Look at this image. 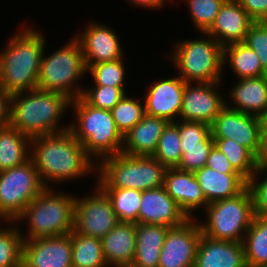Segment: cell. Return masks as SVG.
<instances>
[{
    "instance_id": "cell-1",
    "label": "cell",
    "mask_w": 267,
    "mask_h": 267,
    "mask_svg": "<svg viewBox=\"0 0 267 267\" xmlns=\"http://www.w3.org/2000/svg\"><path fill=\"white\" fill-rule=\"evenodd\" d=\"M30 144L33 146L30 159L45 187H49L47 181H67L97 168L93 158L69 130L33 137Z\"/></svg>"
},
{
    "instance_id": "cell-2",
    "label": "cell",
    "mask_w": 267,
    "mask_h": 267,
    "mask_svg": "<svg viewBox=\"0 0 267 267\" xmlns=\"http://www.w3.org/2000/svg\"><path fill=\"white\" fill-rule=\"evenodd\" d=\"M69 104L70 100L57 92L34 89L13 94L9 125L30 138L65 132L69 125L60 127L58 123Z\"/></svg>"
},
{
    "instance_id": "cell-3",
    "label": "cell",
    "mask_w": 267,
    "mask_h": 267,
    "mask_svg": "<svg viewBox=\"0 0 267 267\" xmlns=\"http://www.w3.org/2000/svg\"><path fill=\"white\" fill-rule=\"evenodd\" d=\"M25 29L16 33L0 52V87L10 95L37 89L46 42L31 26Z\"/></svg>"
},
{
    "instance_id": "cell-4",
    "label": "cell",
    "mask_w": 267,
    "mask_h": 267,
    "mask_svg": "<svg viewBox=\"0 0 267 267\" xmlns=\"http://www.w3.org/2000/svg\"><path fill=\"white\" fill-rule=\"evenodd\" d=\"M69 106L74 107L72 109L77 119V124H69V131L91 158L99 157L101 161L121 153L124 136L118 130L110 110L95 108L81 96L71 100Z\"/></svg>"
},
{
    "instance_id": "cell-5",
    "label": "cell",
    "mask_w": 267,
    "mask_h": 267,
    "mask_svg": "<svg viewBox=\"0 0 267 267\" xmlns=\"http://www.w3.org/2000/svg\"><path fill=\"white\" fill-rule=\"evenodd\" d=\"M96 166L100 189L139 191L162 187L168 169L153 156H131L122 152L103 158Z\"/></svg>"
},
{
    "instance_id": "cell-6",
    "label": "cell",
    "mask_w": 267,
    "mask_h": 267,
    "mask_svg": "<svg viewBox=\"0 0 267 267\" xmlns=\"http://www.w3.org/2000/svg\"><path fill=\"white\" fill-rule=\"evenodd\" d=\"M74 205L72 195L58 194L53 188L45 187L16 220L20 222L27 218L29 221V231L26 237L22 235L23 241L70 234L74 225Z\"/></svg>"
},
{
    "instance_id": "cell-7",
    "label": "cell",
    "mask_w": 267,
    "mask_h": 267,
    "mask_svg": "<svg viewBox=\"0 0 267 267\" xmlns=\"http://www.w3.org/2000/svg\"><path fill=\"white\" fill-rule=\"evenodd\" d=\"M87 72L78 40L65 44L50 56L42 54L37 89L63 94L70 101L82 96L84 88L75 83ZM75 87V88H74Z\"/></svg>"
},
{
    "instance_id": "cell-8",
    "label": "cell",
    "mask_w": 267,
    "mask_h": 267,
    "mask_svg": "<svg viewBox=\"0 0 267 267\" xmlns=\"http://www.w3.org/2000/svg\"><path fill=\"white\" fill-rule=\"evenodd\" d=\"M178 42L170 56L186 83H215L223 76V46L213 37Z\"/></svg>"
},
{
    "instance_id": "cell-9",
    "label": "cell",
    "mask_w": 267,
    "mask_h": 267,
    "mask_svg": "<svg viewBox=\"0 0 267 267\" xmlns=\"http://www.w3.org/2000/svg\"><path fill=\"white\" fill-rule=\"evenodd\" d=\"M205 210L208 221L199 222L201 231L215 240L242 242L255 216L248 186L234 197L208 204Z\"/></svg>"
},
{
    "instance_id": "cell-10",
    "label": "cell",
    "mask_w": 267,
    "mask_h": 267,
    "mask_svg": "<svg viewBox=\"0 0 267 267\" xmlns=\"http://www.w3.org/2000/svg\"><path fill=\"white\" fill-rule=\"evenodd\" d=\"M45 188L31 159L0 172V219L16 221Z\"/></svg>"
},
{
    "instance_id": "cell-11",
    "label": "cell",
    "mask_w": 267,
    "mask_h": 267,
    "mask_svg": "<svg viewBox=\"0 0 267 267\" xmlns=\"http://www.w3.org/2000/svg\"><path fill=\"white\" fill-rule=\"evenodd\" d=\"M97 192L80 199L75 197L73 230L102 239L120 221L107 195L97 186Z\"/></svg>"
},
{
    "instance_id": "cell-12",
    "label": "cell",
    "mask_w": 267,
    "mask_h": 267,
    "mask_svg": "<svg viewBox=\"0 0 267 267\" xmlns=\"http://www.w3.org/2000/svg\"><path fill=\"white\" fill-rule=\"evenodd\" d=\"M263 121L259 116L225 107L214 119L211 135L213 138L232 139L257 156Z\"/></svg>"
},
{
    "instance_id": "cell-13",
    "label": "cell",
    "mask_w": 267,
    "mask_h": 267,
    "mask_svg": "<svg viewBox=\"0 0 267 267\" xmlns=\"http://www.w3.org/2000/svg\"><path fill=\"white\" fill-rule=\"evenodd\" d=\"M201 235L200 224L194 218L180 226L169 228L158 267H194Z\"/></svg>"
},
{
    "instance_id": "cell-14",
    "label": "cell",
    "mask_w": 267,
    "mask_h": 267,
    "mask_svg": "<svg viewBox=\"0 0 267 267\" xmlns=\"http://www.w3.org/2000/svg\"><path fill=\"white\" fill-rule=\"evenodd\" d=\"M220 82L186 83L179 118L212 125L216 116L226 107V102L216 90ZM219 94V95H218Z\"/></svg>"
},
{
    "instance_id": "cell-15",
    "label": "cell",
    "mask_w": 267,
    "mask_h": 267,
    "mask_svg": "<svg viewBox=\"0 0 267 267\" xmlns=\"http://www.w3.org/2000/svg\"><path fill=\"white\" fill-rule=\"evenodd\" d=\"M22 267H72L71 233L23 241Z\"/></svg>"
},
{
    "instance_id": "cell-16",
    "label": "cell",
    "mask_w": 267,
    "mask_h": 267,
    "mask_svg": "<svg viewBox=\"0 0 267 267\" xmlns=\"http://www.w3.org/2000/svg\"><path fill=\"white\" fill-rule=\"evenodd\" d=\"M103 24L91 23L82 35L74 36L82 49L86 69L91 65L124 59L117 34Z\"/></svg>"
},
{
    "instance_id": "cell-17",
    "label": "cell",
    "mask_w": 267,
    "mask_h": 267,
    "mask_svg": "<svg viewBox=\"0 0 267 267\" xmlns=\"http://www.w3.org/2000/svg\"><path fill=\"white\" fill-rule=\"evenodd\" d=\"M188 219L179 205L167 194L164 186L142 191L138 223L172 228L184 224Z\"/></svg>"
},
{
    "instance_id": "cell-18",
    "label": "cell",
    "mask_w": 267,
    "mask_h": 267,
    "mask_svg": "<svg viewBox=\"0 0 267 267\" xmlns=\"http://www.w3.org/2000/svg\"><path fill=\"white\" fill-rule=\"evenodd\" d=\"M153 84V85H152ZM143 96L145 114L175 122L179 118L186 82L180 77L153 82Z\"/></svg>"
},
{
    "instance_id": "cell-19",
    "label": "cell",
    "mask_w": 267,
    "mask_h": 267,
    "mask_svg": "<svg viewBox=\"0 0 267 267\" xmlns=\"http://www.w3.org/2000/svg\"><path fill=\"white\" fill-rule=\"evenodd\" d=\"M254 22L237 0H225L214 23L205 33L222 46L241 43Z\"/></svg>"
},
{
    "instance_id": "cell-20",
    "label": "cell",
    "mask_w": 267,
    "mask_h": 267,
    "mask_svg": "<svg viewBox=\"0 0 267 267\" xmlns=\"http://www.w3.org/2000/svg\"><path fill=\"white\" fill-rule=\"evenodd\" d=\"M164 188L167 194L179 205L189 219L198 208H206L208 202L194 172L168 168L165 173Z\"/></svg>"
},
{
    "instance_id": "cell-21",
    "label": "cell",
    "mask_w": 267,
    "mask_h": 267,
    "mask_svg": "<svg viewBox=\"0 0 267 267\" xmlns=\"http://www.w3.org/2000/svg\"><path fill=\"white\" fill-rule=\"evenodd\" d=\"M194 267H247L242 242L200 236Z\"/></svg>"
},
{
    "instance_id": "cell-22",
    "label": "cell",
    "mask_w": 267,
    "mask_h": 267,
    "mask_svg": "<svg viewBox=\"0 0 267 267\" xmlns=\"http://www.w3.org/2000/svg\"><path fill=\"white\" fill-rule=\"evenodd\" d=\"M101 243L108 266L131 265L136 251V223L119 222Z\"/></svg>"
},
{
    "instance_id": "cell-23",
    "label": "cell",
    "mask_w": 267,
    "mask_h": 267,
    "mask_svg": "<svg viewBox=\"0 0 267 267\" xmlns=\"http://www.w3.org/2000/svg\"><path fill=\"white\" fill-rule=\"evenodd\" d=\"M168 123L164 118L145 114L142 120L124 135L121 152L131 156H152Z\"/></svg>"
},
{
    "instance_id": "cell-24",
    "label": "cell",
    "mask_w": 267,
    "mask_h": 267,
    "mask_svg": "<svg viewBox=\"0 0 267 267\" xmlns=\"http://www.w3.org/2000/svg\"><path fill=\"white\" fill-rule=\"evenodd\" d=\"M234 86L229 94L236 107L227 103L226 107L264 119L267 116V75L239 79Z\"/></svg>"
},
{
    "instance_id": "cell-25",
    "label": "cell",
    "mask_w": 267,
    "mask_h": 267,
    "mask_svg": "<svg viewBox=\"0 0 267 267\" xmlns=\"http://www.w3.org/2000/svg\"><path fill=\"white\" fill-rule=\"evenodd\" d=\"M208 204L241 193L248 181L240 174H225L204 166L194 172Z\"/></svg>"
},
{
    "instance_id": "cell-26",
    "label": "cell",
    "mask_w": 267,
    "mask_h": 267,
    "mask_svg": "<svg viewBox=\"0 0 267 267\" xmlns=\"http://www.w3.org/2000/svg\"><path fill=\"white\" fill-rule=\"evenodd\" d=\"M169 227L136 223V251L132 265L158 267L159 256Z\"/></svg>"
},
{
    "instance_id": "cell-27",
    "label": "cell",
    "mask_w": 267,
    "mask_h": 267,
    "mask_svg": "<svg viewBox=\"0 0 267 267\" xmlns=\"http://www.w3.org/2000/svg\"><path fill=\"white\" fill-rule=\"evenodd\" d=\"M31 138L10 125L0 128V172L24 164L30 159L27 145ZM29 143V144H28Z\"/></svg>"
},
{
    "instance_id": "cell-28",
    "label": "cell",
    "mask_w": 267,
    "mask_h": 267,
    "mask_svg": "<svg viewBox=\"0 0 267 267\" xmlns=\"http://www.w3.org/2000/svg\"><path fill=\"white\" fill-rule=\"evenodd\" d=\"M227 60L238 79L267 75L257 54L243 42L223 46V65Z\"/></svg>"
},
{
    "instance_id": "cell-29",
    "label": "cell",
    "mask_w": 267,
    "mask_h": 267,
    "mask_svg": "<svg viewBox=\"0 0 267 267\" xmlns=\"http://www.w3.org/2000/svg\"><path fill=\"white\" fill-rule=\"evenodd\" d=\"M242 245L247 267L267 265V218L254 216Z\"/></svg>"
},
{
    "instance_id": "cell-30",
    "label": "cell",
    "mask_w": 267,
    "mask_h": 267,
    "mask_svg": "<svg viewBox=\"0 0 267 267\" xmlns=\"http://www.w3.org/2000/svg\"><path fill=\"white\" fill-rule=\"evenodd\" d=\"M72 267H108L101 239L71 232Z\"/></svg>"
},
{
    "instance_id": "cell-31",
    "label": "cell",
    "mask_w": 267,
    "mask_h": 267,
    "mask_svg": "<svg viewBox=\"0 0 267 267\" xmlns=\"http://www.w3.org/2000/svg\"><path fill=\"white\" fill-rule=\"evenodd\" d=\"M214 145L226 156L234 169L247 181L256 173V156L232 139L213 138Z\"/></svg>"
},
{
    "instance_id": "cell-32",
    "label": "cell",
    "mask_w": 267,
    "mask_h": 267,
    "mask_svg": "<svg viewBox=\"0 0 267 267\" xmlns=\"http://www.w3.org/2000/svg\"><path fill=\"white\" fill-rule=\"evenodd\" d=\"M110 199L120 222L138 223L142 191L136 189H101Z\"/></svg>"
},
{
    "instance_id": "cell-33",
    "label": "cell",
    "mask_w": 267,
    "mask_h": 267,
    "mask_svg": "<svg viewBox=\"0 0 267 267\" xmlns=\"http://www.w3.org/2000/svg\"><path fill=\"white\" fill-rule=\"evenodd\" d=\"M152 156L167 168H176L178 166L182 152L177 121L169 122L164 128L155 153Z\"/></svg>"
},
{
    "instance_id": "cell-34",
    "label": "cell",
    "mask_w": 267,
    "mask_h": 267,
    "mask_svg": "<svg viewBox=\"0 0 267 267\" xmlns=\"http://www.w3.org/2000/svg\"><path fill=\"white\" fill-rule=\"evenodd\" d=\"M139 100L141 99H132L125 94L110 110L118 130L123 136L139 123L145 115L144 105Z\"/></svg>"
},
{
    "instance_id": "cell-35",
    "label": "cell",
    "mask_w": 267,
    "mask_h": 267,
    "mask_svg": "<svg viewBox=\"0 0 267 267\" xmlns=\"http://www.w3.org/2000/svg\"><path fill=\"white\" fill-rule=\"evenodd\" d=\"M22 244L18 228H0V267H22Z\"/></svg>"
},
{
    "instance_id": "cell-36",
    "label": "cell",
    "mask_w": 267,
    "mask_h": 267,
    "mask_svg": "<svg viewBox=\"0 0 267 267\" xmlns=\"http://www.w3.org/2000/svg\"><path fill=\"white\" fill-rule=\"evenodd\" d=\"M88 71L95 80V86L124 87L126 74L123 59L91 65Z\"/></svg>"
},
{
    "instance_id": "cell-37",
    "label": "cell",
    "mask_w": 267,
    "mask_h": 267,
    "mask_svg": "<svg viewBox=\"0 0 267 267\" xmlns=\"http://www.w3.org/2000/svg\"><path fill=\"white\" fill-rule=\"evenodd\" d=\"M189 7L193 25L206 32L214 23L217 14L225 0H185Z\"/></svg>"
},
{
    "instance_id": "cell-38",
    "label": "cell",
    "mask_w": 267,
    "mask_h": 267,
    "mask_svg": "<svg viewBox=\"0 0 267 267\" xmlns=\"http://www.w3.org/2000/svg\"><path fill=\"white\" fill-rule=\"evenodd\" d=\"M126 94L124 87L95 86L84 89L82 98L91 106L99 109L111 110Z\"/></svg>"
},
{
    "instance_id": "cell-39",
    "label": "cell",
    "mask_w": 267,
    "mask_h": 267,
    "mask_svg": "<svg viewBox=\"0 0 267 267\" xmlns=\"http://www.w3.org/2000/svg\"><path fill=\"white\" fill-rule=\"evenodd\" d=\"M214 146V139L210 134L204 141L202 147L181 148L182 157L177 169L195 172L206 166L210 150Z\"/></svg>"
},
{
    "instance_id": "cell-40",
    "label": "cell",
    "mask_w": 267,
    "mask_h": 267,
    "mask_svg": "<svg viewBox=\"0 0 267 267\" xmlns=\"http://www.w3.org/2000/svg\"><path fill=\"white\" fill-rule=\"evenodd\" d=\"M180 122H178V133L181 148L202 147V141L211 134V126L195 121Z\"/></svg>"
},
{
    "instance_id": "cell-41",
    "label": "cell",
    "mask_w": 267,
    "mask_h": 267,
    "mask_svg": "<svg viewBox=\"0 0 267 267\" xmlns=\"http://www.w3.org/2000/svg\"><path fill=\"white\" fill-rule=\"evenodd\" d=\"M243 43L257 54L267 73V21L254 22L249 27Z\"/></svg>"
},
{
    "instance_id": "cell-42",
    "label": "cell",
    "mask_w": 267,
    "mask_h": 267,
    "mask_svg": "<svg viewBox=\"0 0 267 267\" xmlns=\"http://www.w3.org/2000/svg\"><path fill=\"white\" fill-rule=\"evenodd\" d=\"M263 173H267V169L258 168L256 173L248 180V187L253 197L255 216L267 218V174H265L266 177H263V179L265 178L263 181L257 180L259 179L257 176L261 177Z\"/></svg>"
},
{
    "instance_id": "cell-43",
    "label": "cell",
    "mask_w": 267,
    "mask_h": 267,
    "mask_svg": "<svg viewBox=\"0 0 267 267\" xmlns=\"http://www.w3.org/2000/svg\"><path fill=\"white\" fill-rule=\"evenodd\" d=\"M206 167L225 174H239L226 156L214 145L210 150Z\"/></svg>"
},
{
    "instance_id": "cell-44",
    "label": "cell",
    "mask_w": 267,
    "mask_h": 267,
    "mask_svg": "<svg viewBox=\"0 0 267 267\" xmlns=\"http://www.w3.org/2000/svg\"><path fill=\"white\" fill-rule=\"evenodd\" d=\"M255 22L267 21V0H237Z\"/></svg>"
},
{
    "instance_id": "cell-45",
    "label": "cell",
    "mask_w": 267,
    "mask_h": 267,
    "mask_svg": "<svg viewBox=\"0 0 267 267\" xmlns=\"http://www.w3.org/2000/svg\"><path fill=\"white\" fill-rule=\"evenodd\" d=\"M258 168L267 169V123L263 121L261 127L260 150L256 156Z\"/></svg>"
},
{
    "instance_id": "cell-46",
    "label": "cell",
    "mask_w": 267,
    "mask_h": 267,
    "mask_svg": "<svg viewBox=\"0 0 267 267\" xmlns=\"http://www.w3.org/2000/svg\"><path fill=\"white\" fill-rule=\"evenodd\" d=\"M11 95L0 87V128L9 125Z\"/></svg>"
},
{
    "instance_id": "cell-47",
    "label": "cell",
    "mask_w": 267,
    "mask_h": 267,
    "mask_svg": "<svg viewBox=\"0 0 267 267\" xmlns=\"http://www.w3.org/2000/svg\"><path fill=\"white\" fill-rule=\"evenodd\" d=\"M130 2H132V4L134 3V5L136 4L137 6L139 5L140 7H148V8H159V7H163V4L166 3V1L168 2L169 0H128Z\"/></svg>"
},
{
    "instance_id": "cell-48",
    "label": "cell",
    "mask_w": 267,
    "mask_h": 267,
    "mask_svg": "<svg viewBox=\"0 0 267 267\" xmlns=\"http://www.w3.org/2000/svg\"><path fill=\"white\" fill-rule=\"evenodd\" d=\"M121 267H135L134 265H126V266H121Z\"/></svg>"
}]
</instances>
